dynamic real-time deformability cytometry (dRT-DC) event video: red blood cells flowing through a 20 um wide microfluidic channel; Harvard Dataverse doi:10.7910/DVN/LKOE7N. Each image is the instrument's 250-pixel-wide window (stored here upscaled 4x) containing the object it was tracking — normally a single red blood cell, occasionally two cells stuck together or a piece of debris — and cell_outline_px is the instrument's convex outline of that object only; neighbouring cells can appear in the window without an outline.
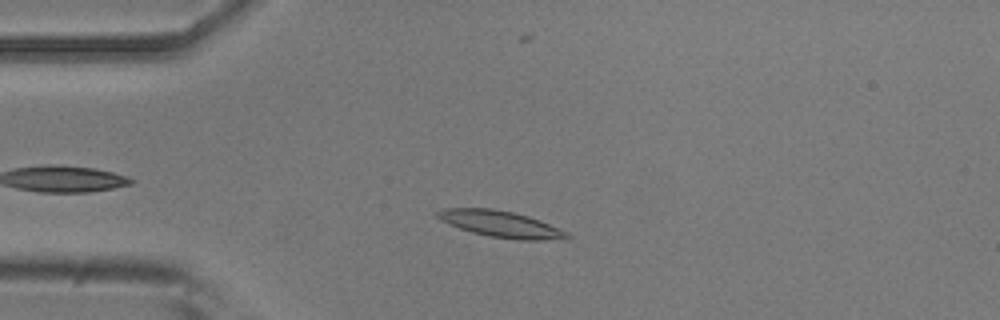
{"species": "common noctule bat (a hibernating species)", "species_latin": "Nyctalus noctula", "temperature_condition": "room temperature", "stored_images_in_passage": 37, "camera_frame_rate_fps": 3000, "um_per_image_px": 0.085, "animal": {"sex": "male", "body_mass_g": 20.5, "forearm_length_mm": 52.5}, "frame": {"image": 1, "passage_image": 8, "time_ms": 2.333, "image_size_px": [1000, 320], "cell_outline_px": [[572, 236], [568, 240], [520, 240], [488, 236], [472, 232], [460, 228], [440, 220], [432, 212], [444, 208], [492, 208], [512, 212], [528, 216], [540, 220], [568, 232]], "centroid_in_image_um": [42.59, 19.05], "position_along_channel_um": 42.4, "area_um2": 20.17}}
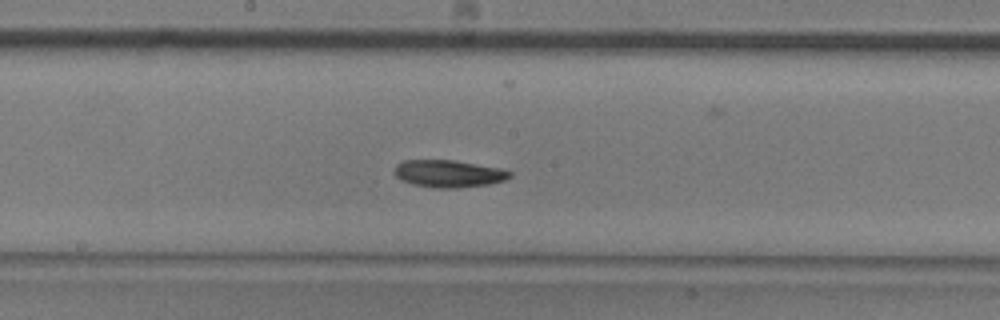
{"frame": {"image": 2, "passage_image": 23, "time_ms": 7.333, "image_size_px": [1000, 320], "cell_outline_px": [[512, 176], [504, 180], [488, 184], [456, 188], [432, 188], [412, 184], [400, 180], [396, 176], [396, 164], [404, 160], [456, 160], [496, 168], [512, 172]], "centroid_in_image_um": [38.1, 14.76], "position_along_channel_um": 210.1, "area_um2": 18.21}}
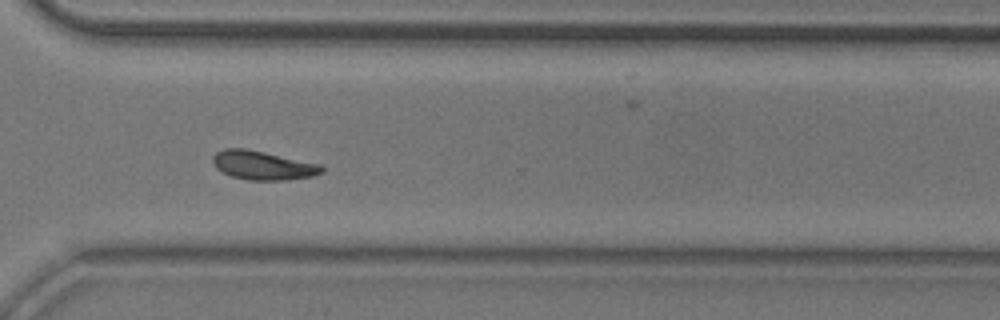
{"frame": {"image": 3, "passage_image": 34, "time_ms": 11.0, "image_size_px": [1000, 320], "cell_outline_px": [[324, 172], [312, 176], [288, 180], [248, 180], [232, 176], [216, 168], [212, 160], [212, 156], [216, 152], [224, 148], [244, 148], [264, 152], [320, 164], [324, 168]], "centroid_in_image_um": [22.34, 14.05], "position_along_channel_um": 348.3, "area_um2": 18.26}, "authors_computed_cell_mechanics": {"area_um2": 18.2648, "velocity_mm_per_s": 3.783, "shape_relaxation_time_tau1_ms": 5.3233, "shape_relaxation_time_tau2_ms": 11.0891, "deformation_change_tau1": 0.1458, "deformation_change_tau2": 0.1722}}